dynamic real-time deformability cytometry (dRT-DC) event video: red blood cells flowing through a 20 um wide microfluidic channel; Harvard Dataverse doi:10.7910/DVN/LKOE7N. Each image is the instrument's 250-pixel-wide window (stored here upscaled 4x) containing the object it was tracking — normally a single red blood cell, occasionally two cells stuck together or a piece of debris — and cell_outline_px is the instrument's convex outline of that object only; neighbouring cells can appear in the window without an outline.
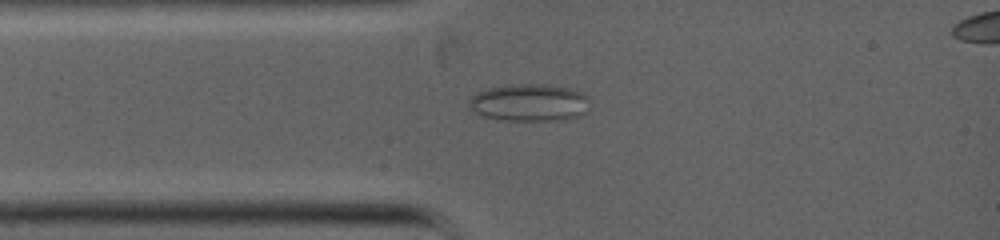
{"species": "common noctule bat (a hibernating species)", "species_latin": "Nyctalus noctula", "temperature_condition": "warm", "stored_images_in_passage": 5, "camera_frame_rate_fps": 5000, "um_per_image_px": 0.085, "animal": {"sex": "female", "body_mass_g": 19.0, "forearm_length_mm": 53.3}, "frame": {"image": 1, "passage_image": 3, "time_ms": 1.2, "image_size_px": [1000, 240], "cell_outline_px": [[588, 112], [576, 116], [556, 120], [500, 120], [484, 116], [476, 112], [468, 104], [468, 100], [476, 92], [488, 88], [508, 84], [548, 84], [568, 88], [584, 92], [588, 96]], "centroid_in_image_um": [45.0, 8.7], "position_along_channel_um": 40.0, "area_um2": 26.36}}
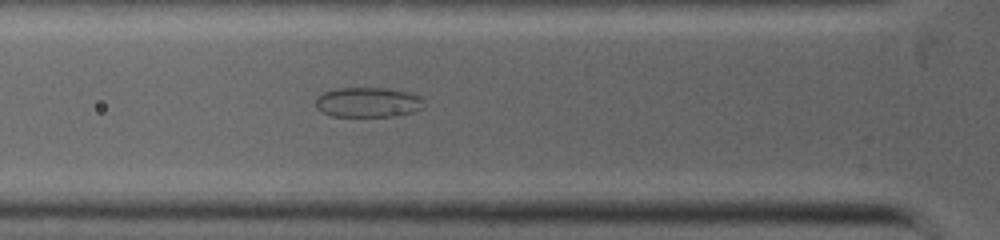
{"frame": {"image": 2, "passage_image": 5, "time_ms": 2.4, "image_size_px": [1000, 240], "cell_outline_px": [[424, 108], [400, 116], [332, 116], [320, 112], [316, 108], [316, 96], [324, 92], [336, 88], [388, 88], [408, 92], [420, 96]], "centroid_in_image_um": [31.26, 8.7], "position_along_channel_um": 94.5, "area_um2": 19.07}}